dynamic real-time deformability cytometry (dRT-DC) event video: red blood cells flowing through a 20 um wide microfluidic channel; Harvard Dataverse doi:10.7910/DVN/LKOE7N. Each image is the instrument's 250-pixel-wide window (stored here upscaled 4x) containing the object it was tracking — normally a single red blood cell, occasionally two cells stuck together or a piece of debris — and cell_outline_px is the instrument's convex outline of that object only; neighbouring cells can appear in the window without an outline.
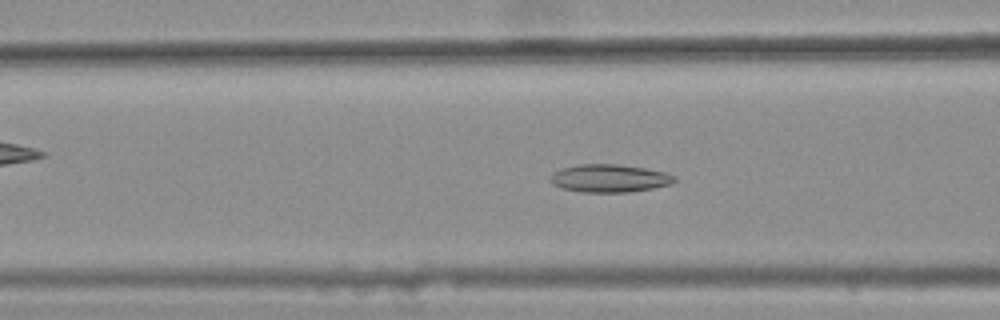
{"species": "common noctule bat (a hibernating species)", "species_latin": "Nyctalus noctula", "temperature_condition": "warm", "stored_images_in_passage": 41, "camera_frame_rate_fps": 3000, "um_per_image_px": 0.085, "animal": {"sex": "female", "body_mass_g": 25.1}, "frame": {"image": 1, "passage_image": 16, "time_ms": 5.0, "image_size_px": [1000, 320], "cell_outline_px": [[676, 180], [672, 184], [652, 188], [628, 192], [584, 192], [560, 188], [552, 184], [552, 172], [560, 168], [576, 164], [620, 164], [644, 168], [664, 172], [676, 176]], "centroid_in_image_um": [51.79, 15.15], "position_along_channel_um": 114.8, "area_um2": 20.23}}
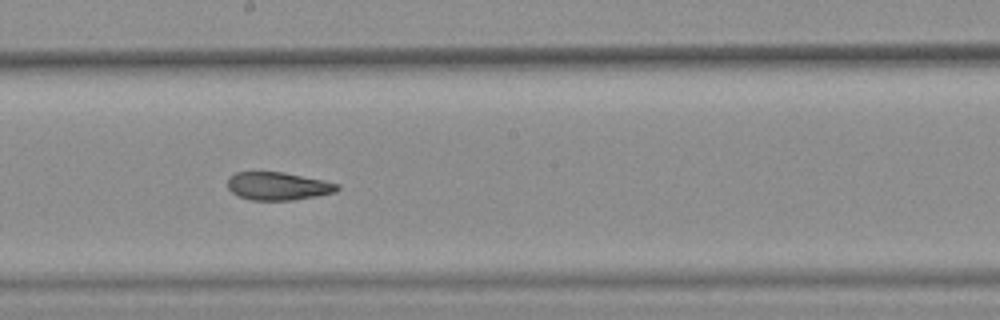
{"frame": {"image": 2, "passage_image": 25, "time_ms": 8.0, "image_size_px": [1000, 320], "cell_outline_px": [[340, 188], [336, 192], [316, 196], [292, 200], [252, 200], [240, 196], [232, 192], [228, 188], [228, 180], [236, 172], [284, 172], [324, 180], [340, 184]], "centroid_in_image_um": [23.68, 15.82], "position_along_channel_um": 224.5, "area_um2": 17.8}}
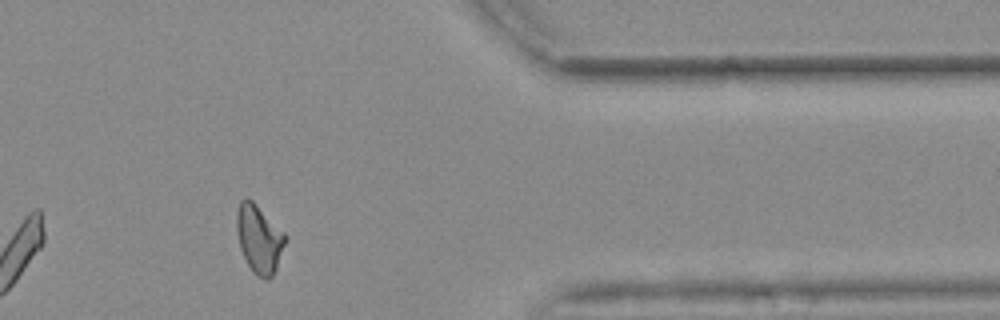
{"frame": {"image": 3, "passage_image": 40, "time_ms": 13.0, "image_size_px": [1000, 320], "cell_outline_px": [[284, 244], [276, 268], [272, 276], [268, 280], [264, 280], [252, 272], [240, 248], [236, 228], [236, 212], [240, 200], [244, 196], [248, 196], [284, 232]], "centroid_in_image_um": [21.98, 20.27], "position_along_channel_um": 389.4, "area_um2": 19.13}, "authors_computed_cell_mechanics": {"area_um2": 19.1896, "velocity_mm_per_s": 3.6673, "shape_relaxation_time_tau1_ms": null, "shape_relaxation_time_tau2_ms": 2.9932, "deformation_change_tau1": null, "deformation_change_tau2": 0.085}}